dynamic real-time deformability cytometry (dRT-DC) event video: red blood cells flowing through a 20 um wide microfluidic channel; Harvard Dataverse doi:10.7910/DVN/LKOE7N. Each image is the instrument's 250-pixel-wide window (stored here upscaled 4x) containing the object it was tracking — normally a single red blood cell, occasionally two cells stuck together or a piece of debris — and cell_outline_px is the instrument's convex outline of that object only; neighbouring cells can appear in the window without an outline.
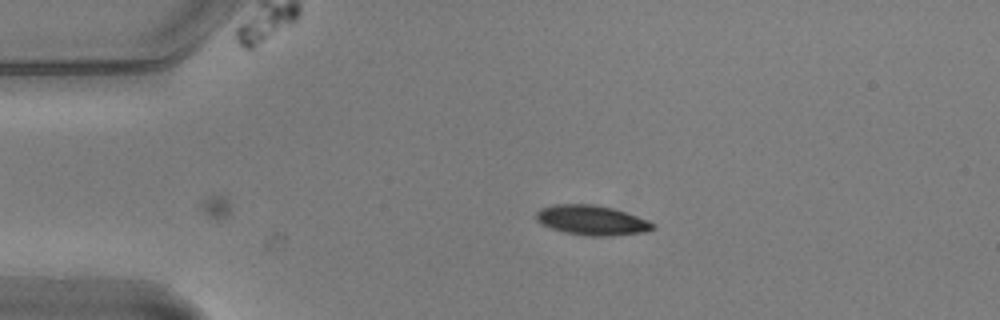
{"species": "common noctule bat (a hibernating species)", "species_latin": "Nyctalus noctula", "temperature_condition": "warm", "stored_images_in_passage": 41, "camera_frame_rate_fps": 3000, "um_per_image_px": 0.085, "animal": {"sex": "male", "body_mass_g": 20.5, "forearm_length_mm": 52.5}, "frame": {"image": 1, "passage_image": 1, "time_ms": 0.0, "image_size_px": [1000, 320], "cell_outline_px": [[656, 228], [648, 232], [612, 236], [584, 236], [564, 232], [540, 224], [536, 220], [536, 212], [540, 208], [552, 204], [592, 204], [612, 208], [648, 220], [656, 224]], "centroid_in_image_um": [50.31, 18.73], "position_along_channel_um": 34.7, "area_um2": 20.52}}
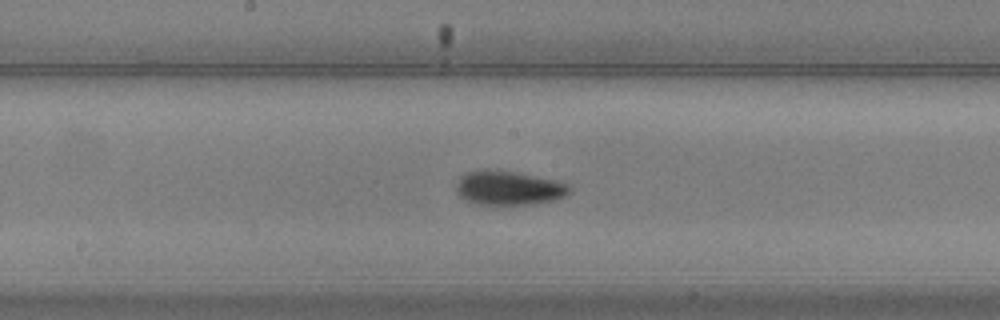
{"frame": {"image": 2, "passage_image": 18, "time_ms": 5.667, "image_size_px": [1000, 320], "cell_outline_px": [[572, 192], [564, 196], [552, 200], [532, 204], [476, 204], [464, 200], [456, 192], [456, 184], [460, 176], [468, 172], [484, 168], [488, 168], [516, 172], [552, 180], [568, 184], [572, 188]], "centroid_in_image_um": [43.19, 15.97], "position_along_channel_um": 205.0, "area_um2": 22.6}}
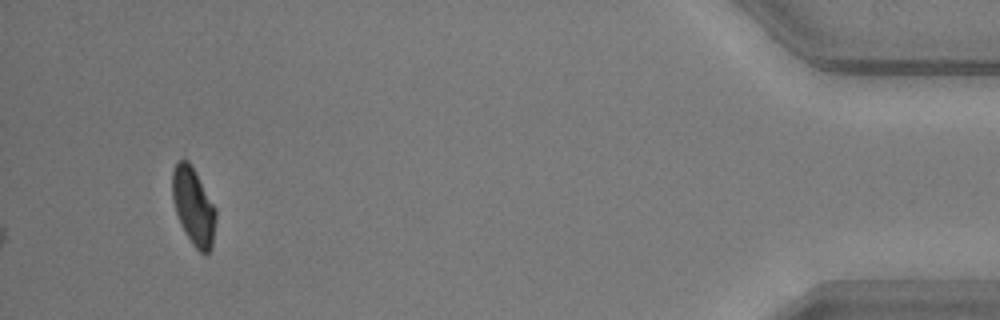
{"frame": {"image": 3, "passage_image": 41, "time_ms": 13.333, "image_size_px": [1000, 320], "cell_outline_px": [[216, 220], [212, 248], [204, 256], [192, 244], [180, 224], [172, 200], [172, 172], [176, 160], [184, 156], [188, 160], [196, 172], [216, 208]], "centroid_in_image_um": [16.44, 17.51], "position_along_channel_um": 418.8, "area_um2": 20.0}, "authors_computed_cell_mechanics": {"area_um2": 20.9814, "velocity_mm_per_s": 3.7253, "shape_relaxation_time_tau1_ms": 2.6029, "shape_relaxation_time_tau2_ms": 2.4452, "deformation_change_tau1": 0.124, "deformation_change_tau2": 0.0652}}